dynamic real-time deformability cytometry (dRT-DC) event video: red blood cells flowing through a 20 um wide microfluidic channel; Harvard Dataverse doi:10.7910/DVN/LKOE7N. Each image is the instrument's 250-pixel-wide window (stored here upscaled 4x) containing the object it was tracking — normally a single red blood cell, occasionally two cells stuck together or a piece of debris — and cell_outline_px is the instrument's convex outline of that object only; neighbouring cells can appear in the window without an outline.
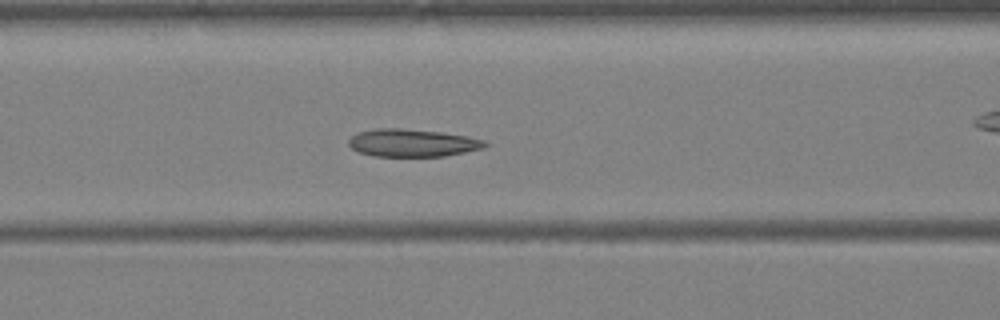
{"species": "Egyptian fruit bat (a non-hibernating species)", "species_latin": "Rousettus aegyptiacus", "temperature_condition": "warm", "stored_images_in_passage": 35, "camera_frame_rate_fps": 3000, "um_per_image_px": 0.085, "animal": {"sex": "female"}, "frame": {"image": 1, "passage_image": 11, "time_ms": 3.333, "image_size_px": [1000, 320], "cell_outline_px": [[488, 144], [484, 148], [444, 156], [372, 156], [356, 152], [348, 144], [348, 140], [352, 136], [360, 132], [376, 128], [400, 128], [440, 132], [468, 136], [484, 140]], "centroid_in_image_um": [35.03, 12.15], "position_along_channel_um": 131.6, "area_um2": 21.96}}
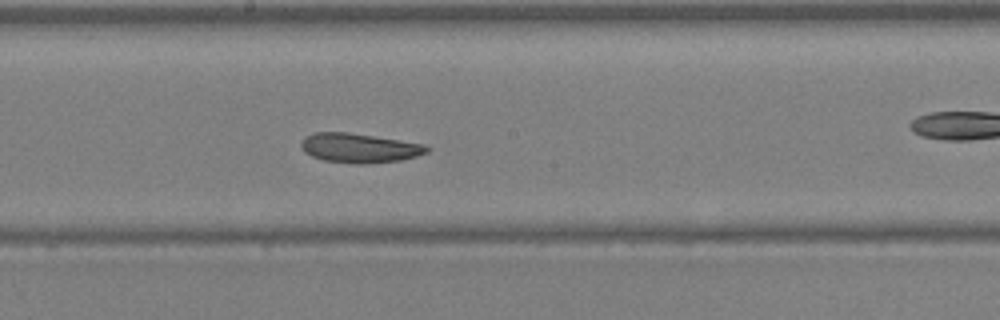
{"frame": {"image": 2, "passage_image": 16, "time_ms": 5.0, "image_size_px": [1000, 320], "cell_outline_px": [[432, 148], [428, 152], [416, 156], [400, 160], [364, 164], [356, 164], [324, 160], [312, 156], [304, 152], [300, 144], [308, 136], [316, 132], [348, 132], [400, 140], [424, 144]], "centroid_in_image_um": [30.58, 12.58], "position_along_channel_um": 217.6, "area_um2": 21.39}}
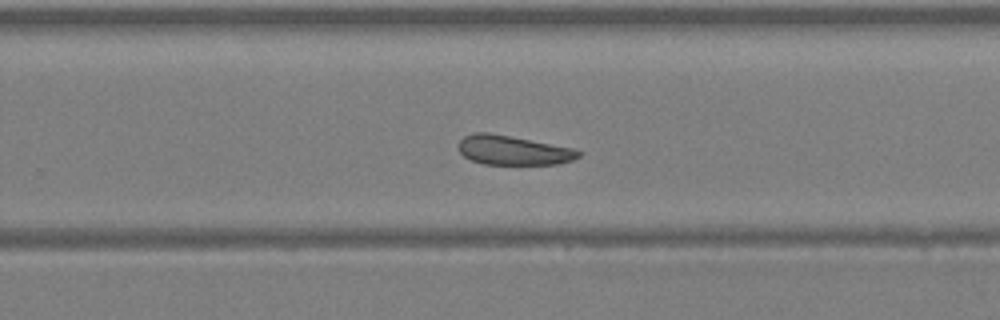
{"frame": {"image": 3, "passage_image": 20, "time_ms": 6.333, "image_size_px": [1000, 320], "cell_outline_px": [[584, 152], [580, 156], [572, 160], [560, 164], [484, 164], [472, 160], [464, 156], [460, 152], [456, 144], [464, 136], [472, 132], [488, 132], [572, 148]], "centroid_in_image_um": [43.59, 12.77], "position_along_channel_um": 286.2, "area_um2": 20.52}}